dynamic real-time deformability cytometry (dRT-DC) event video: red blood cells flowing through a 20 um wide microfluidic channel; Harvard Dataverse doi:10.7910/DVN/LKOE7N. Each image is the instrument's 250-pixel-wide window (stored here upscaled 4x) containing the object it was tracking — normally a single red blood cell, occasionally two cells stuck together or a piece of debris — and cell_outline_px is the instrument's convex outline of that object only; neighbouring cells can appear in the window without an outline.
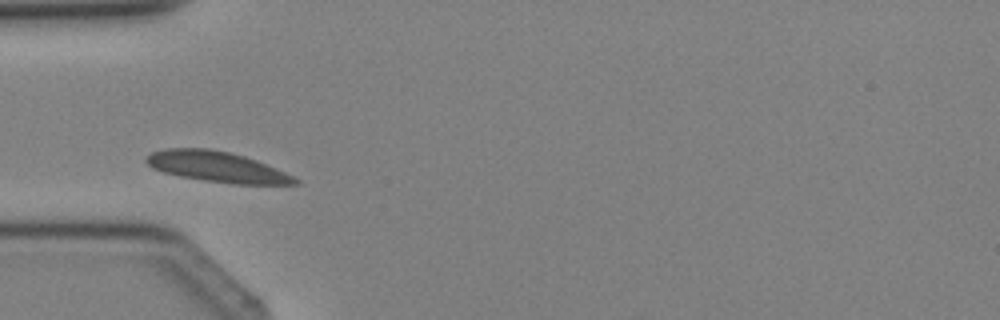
{"species": "Egyptian fruit bat (a non-hibernating species)", "species_latin": "Rousettus aegyptiacus", "temperature_condition": "cold", "stored_images_in_passage": 2, "camera_frame_rate_fps": 3000, "um_per_image_px": 0.085, "animal": {"sex": "female"}, "frame": {"image": 1, "passage_image": 2, "time_ms": 1.0, "image_size_px": [1000, 320], "cell_outline_px": [[300, 184], [232, 184], [204, 180], [180, 176], [164, 172], [152, 168], [144, 160], [144, 156], [152, 152], [164, 148], [208, 148], [228, 152], [244, 156], [256, 160], [284, 172], [300, 180]], "centroid_in_image_um": [18.39, 14.17], "position_along_channel_um": 66.6, "area_um2": 26.36}}